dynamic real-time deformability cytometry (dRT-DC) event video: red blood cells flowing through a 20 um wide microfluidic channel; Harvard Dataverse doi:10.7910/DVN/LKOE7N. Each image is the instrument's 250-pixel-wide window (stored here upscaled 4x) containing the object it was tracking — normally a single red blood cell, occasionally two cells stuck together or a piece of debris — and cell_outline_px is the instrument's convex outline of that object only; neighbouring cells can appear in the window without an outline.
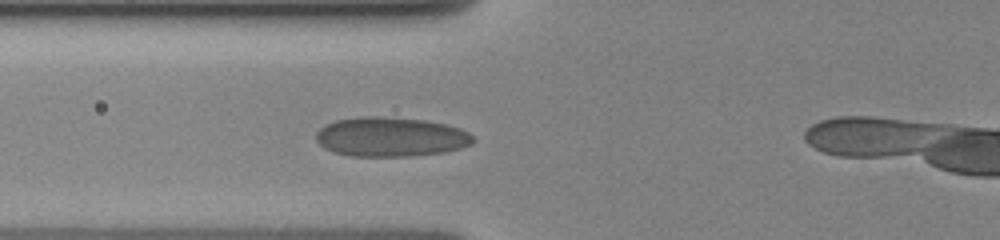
{"species": "human", "species_latin": "Homo sapiens", "temperature_condition": "cold", "stored_images_in_passage": 9, "segment_of_instrument_passage": [1, 2], "camera_frame_rate_fps": 3000, "um_per_image_px": 0.085, "donor": {"sex": "female"}, "frame": {"image": 1, "passage_image": 6, "time_ms": 4.667, "image_size_px": [1000, 240], "cell_outline_px": [[476, 140], [472, 144], [460, 148], [444, 152], [412, 156], [352, 156], [336, 152], [324, 148], [316, 140], [316, 132], [324, 124], [336, 120], [360, 116], [376, 116], [424, 120], [448, 124], [460, 128], [468, 132]], "centroid_in_image_um": [33.22, 11.63], "position_along_channel_um": 92.6, "area_um2": 36.24}}
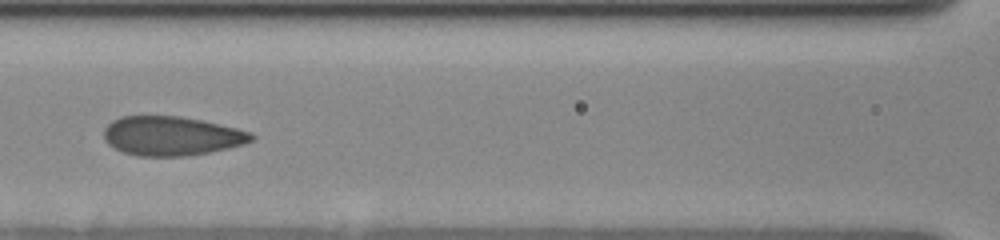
{"frame": {"image": 2, "passage_image": 8, "time_ms": 6.333, "image_size_px": [1000, 240], "cell_outline_px": [[256, 136], [252, 140], [244, 144], [228, 148], [188, 156], [136, 156], [124, 152], [108, 144], [104, 140], [104, 128], [112, 120], [120, 116], [180, 116], [200, 120], [236, 128], [252, 132]], "centroid_in_image_um": [14.57, 11.55], "position_along_channel_um": 152.0, "area_um2": 33.7}}